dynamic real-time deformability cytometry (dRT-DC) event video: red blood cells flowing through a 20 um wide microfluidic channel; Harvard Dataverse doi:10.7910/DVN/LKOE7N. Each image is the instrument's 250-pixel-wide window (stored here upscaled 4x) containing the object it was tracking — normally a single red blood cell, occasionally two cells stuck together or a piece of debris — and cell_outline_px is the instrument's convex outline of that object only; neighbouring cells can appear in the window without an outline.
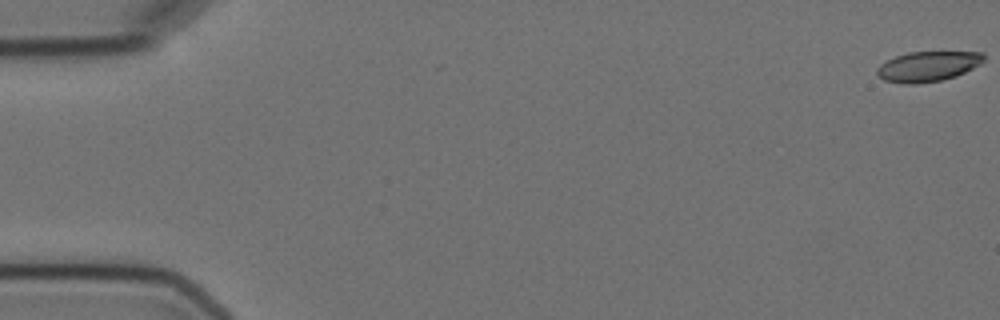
{"species": "Egyptian fruit bat (a non-hibernating species)", "species_latin": "Rousettus aegyptiacus", "temperature_condition": "cold", "stored_images_in_passage": 7, "camera_frame_rate_fps": 3000, "um_per_image_px": 0.085, "animal": {"sex": "female"}, "frame": {"image": 1, "passage_image": 1, "time_ms": 0.0, "image_size_px": [1000, 320], "cell_outline_px": [[984, 60], [980, 64], [956, 76], [940, 80], [916, 84], [904, 84], [884, 80], [876, 72], [876, 68], [880, 64], [896, 56], [908, 52], [984, 52]], "centroid_in_image_um": [78.86, 5.64], "position_along_channel_um": 6.1, "area_um2": 18.61}}
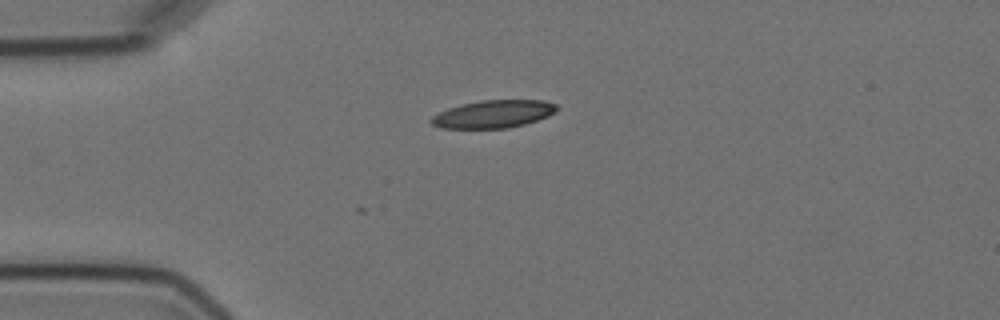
{"frame": {"image": 2, "passage_image": 5, "time_ms": 4.667, "image_size_px": [1000, 320], "cell_outline_px": [[560, 108], [548, 116], [524, 124], [508, 128], [440, 128], [432, 124], [428, 120], [432, 116], [448, 108], [460, 104], [480, 100], [544, 100], [556, 104]], "centroid_in_image_um": [41.93, 9.69], "position_along_channel_um": 43.1, "area_um2": 20.35}}
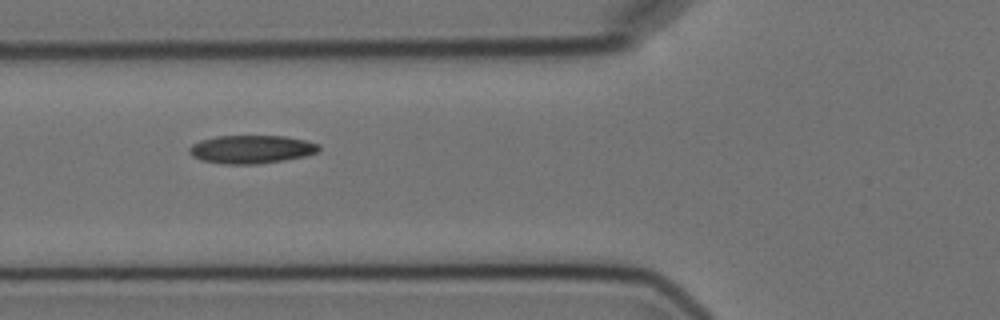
{"frame": {"image": 3, "passage_image": 7, "time_ms": 7.0, "image_size_px": [1000, 320], "cell_outline_px": [[320, 148], [316, 152], [304, 156], [284, 160], [256, 164], [228, 164], [200, 160], [192, 156], [188, 152], [188, 148], [192, 144], [200, 140], [216, 136], [284, 136], [304, 140], [320, 144]], "centroid_in_image_um": [21.33, 12.69], "position_along_channel_um": 104.5, "area_um2": 21.27}}